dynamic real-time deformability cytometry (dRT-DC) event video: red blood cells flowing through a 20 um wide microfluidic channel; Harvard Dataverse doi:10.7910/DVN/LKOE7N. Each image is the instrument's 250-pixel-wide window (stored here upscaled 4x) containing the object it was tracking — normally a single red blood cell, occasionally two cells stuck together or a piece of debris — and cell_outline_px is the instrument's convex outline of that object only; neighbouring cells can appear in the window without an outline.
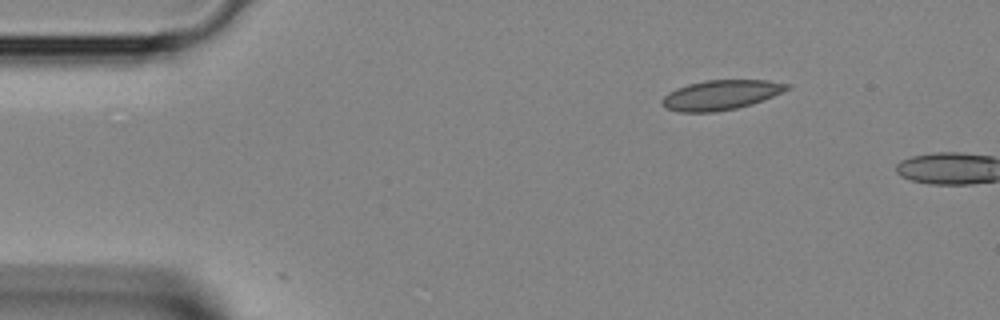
{"species": "Egyptian fruit bat (a non-hibernating species)", "species_latin": "Rousettus aegyptiacus", "temperature_condition": "room temperature", "stored_images_in_passage": 2, "camera_frame_rate_fps": 3000, "um_per_image_px": 0.085, "animal": {"sex": "female"}, "frame": {"image": 1, "passage_image": 1, "time_ms": 0.0, "image_size_px": [1000, 320], "cell_outline_px": [[792, 88], [752, 104], [736, 108], [712, 112], [680, 112], [664, 108], [660, 100], [668, 92], [676, 88], [688, 84], [704, 80], [768, 80], [792, 84]], "centroid_in_image_um": [61.26, 8.06], "position_along_channel_um": 23.7, "area_um2": 21.79}}